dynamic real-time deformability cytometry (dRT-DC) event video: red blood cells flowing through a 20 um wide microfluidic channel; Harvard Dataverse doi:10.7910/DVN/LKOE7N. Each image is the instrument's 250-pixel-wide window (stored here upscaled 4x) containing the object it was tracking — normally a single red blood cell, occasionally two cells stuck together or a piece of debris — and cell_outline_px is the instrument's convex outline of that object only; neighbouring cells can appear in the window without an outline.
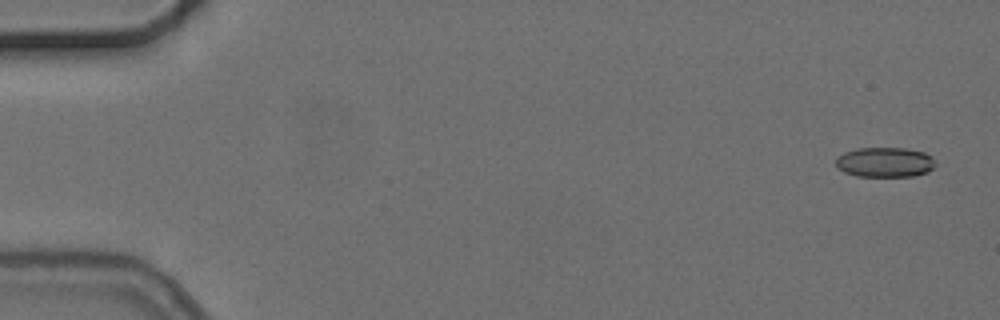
{"species": "common noctule bat (a hibernating species)", "species_latin": "Nyctalus noctula", "temperature_condition": "cold", "stored_images_in_passage": 5, "camera_frame_rate_fps": 3000, "um_per_image_px": 0.085, "animal": {"sex": "female", "body_mass_g": 24.6, "forearm_length_mm": 56.2}, "frame": {"image": 1, "passage_image": 1, "time_ms": 0.0, "image_size_px": [1000, 320], "cell_outline_px": [[936, 164], [928, 172], [912, 176], [856, 176], [844, 172], [836, 168], [836, 156], [844, 152], [856, 148], [904, 148], [924, 152], [932, 156]], "centroid_in_image_um": [75.19, 13.78], "position_along_channel_um": 9.8, "area_um2": 17.51}}
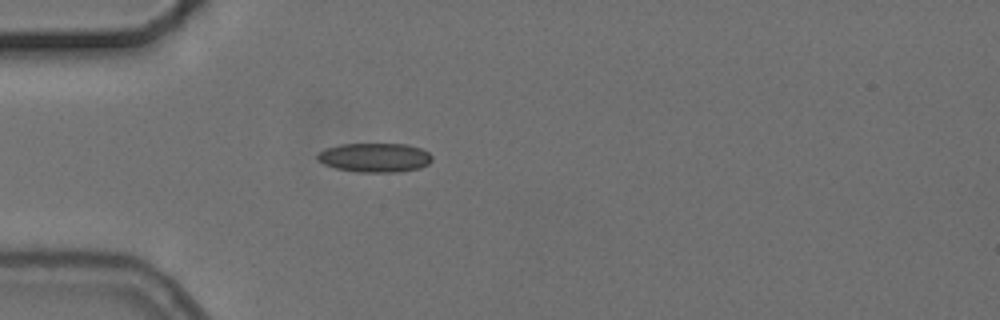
{"frame": {"image": 2, "passage_image": 5, "time_ms": 4.667, "image_size_px": [1000, 320], "cell_outline_px": [[432, 160], [428, 164], [420, 168], [400, 172], [356, 172], [336, 168], [324, 164], [316, 160], [316, 156], [324, 148], [340, 144], [408, 144], [420, 148], [428, 152], [432, 156]], "centroid_in_image_um": [31.85, 13.39], "position_along_channel_um": 53.2, "area_um2": 19.65}}